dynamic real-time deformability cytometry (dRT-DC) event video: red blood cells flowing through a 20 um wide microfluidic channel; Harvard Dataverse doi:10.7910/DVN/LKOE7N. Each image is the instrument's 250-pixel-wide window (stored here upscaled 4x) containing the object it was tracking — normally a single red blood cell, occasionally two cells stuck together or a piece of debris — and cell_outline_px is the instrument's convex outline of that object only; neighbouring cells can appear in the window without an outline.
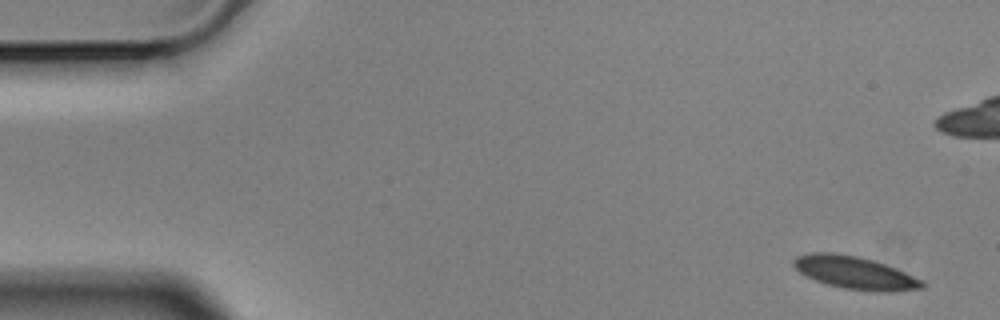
{"species": "Egyptian fruit bat (a non-hibernating species)", "species_latin": "Rousettus aegyptiacus", "temperature_condition": "cold", "stored_images_in_passage": 5, "camera_frame_rate_fps": 3000, "um_per_image_px": 0.085, "animal": {"sex": "male"}, "frame": {"image": 1, "passage_image": 1, "time_ms": 0.0, "image_size_px": [1000, 320], "cell_outline_px": [[924, 288], [888, 292], [884, 292], [844, 288], [828, 284], [816, 280], [800, 272], [792, 264], [792, 260], [796, 256], [812, 252], [832, 252], [860, 256], [896, 268], [924, 280]], "centroid_in_image_um": [72.68, 23.17], "position_along_channel_um": 12.3, "area_um2": 24.39}}